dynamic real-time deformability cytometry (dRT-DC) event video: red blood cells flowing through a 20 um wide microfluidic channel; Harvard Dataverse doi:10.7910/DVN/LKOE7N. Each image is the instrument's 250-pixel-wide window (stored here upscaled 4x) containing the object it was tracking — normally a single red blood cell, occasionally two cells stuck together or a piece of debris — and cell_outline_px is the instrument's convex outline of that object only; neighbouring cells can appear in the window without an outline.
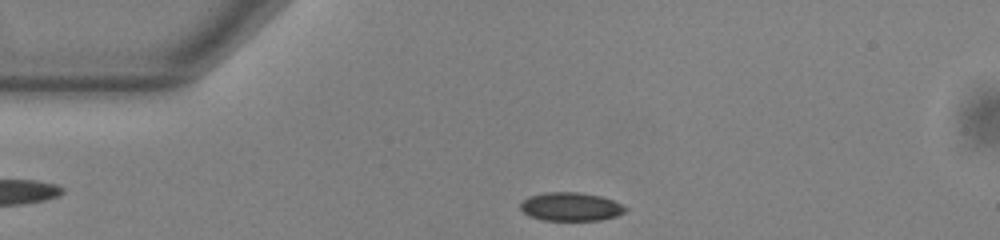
{"species": "common noctule bat (a hibernating species)", "species_latin": "Nyctalus noctula", "temperature_condition": "warm", "stored_images_in_passage": 4, "camera_frame_rate_fps": 3000, "um_per_image_px": 0.085, "animal": {"sex": "male", "body_mass_g": 13.0, "forearm_length_mm": 53.1}, "frame": {"image": 1, "passage_image": 4, "time_ms": 1.0, "image_size_px": [1000, 240], "cell_outline_px": [[628, 208], [624, 212], [616, 216], [600, 220], [544, 220], [532, 216], [524, 212], [520, 208], [520, 204], [528, 196], [544, 192], [580, 192], [600, 196], [612, 200]], "centroid_in_image_um": [48.51, 17.56], "position_along_channel_um": 36.5, "area_um2": 17.28}}